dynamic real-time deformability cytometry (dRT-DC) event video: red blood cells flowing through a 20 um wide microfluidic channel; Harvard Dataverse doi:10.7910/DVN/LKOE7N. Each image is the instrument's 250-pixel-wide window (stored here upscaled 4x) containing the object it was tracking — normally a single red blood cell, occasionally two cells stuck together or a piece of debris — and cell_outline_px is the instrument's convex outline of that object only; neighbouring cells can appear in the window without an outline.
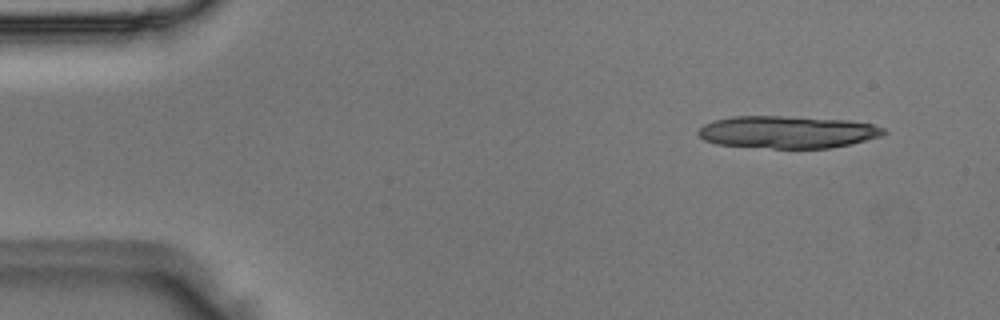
{"species": "Egyptian fruit bat (a non-hibernating species)", "species_latin": "Rousettus aegyptiacus", "temperature_condition": "room temperature", "stored_images_in_passage": 6, "camera_frame_rate_fps": 3000, "um_per_image_px": 0.085, "animal": {"sex": "male"}, "frame": {"image": 1, "passage_image": 1, "time_ms": 0.0, "image_size_px": [1000, 320], "cell_outline_px": [[888, 132], [880, 136], [852, 144], [832, 148], [772, 148], [716, 144], [704, 140], [696, 132], [704, 124], [716, 120], [732, 116], [780, 116], [848, 120], [872, 124], [884, 128]], "centroid_in_image_um": [66.94, 11.23], "position_along_channel_um": 18.1, "area_um2": 34.91}}
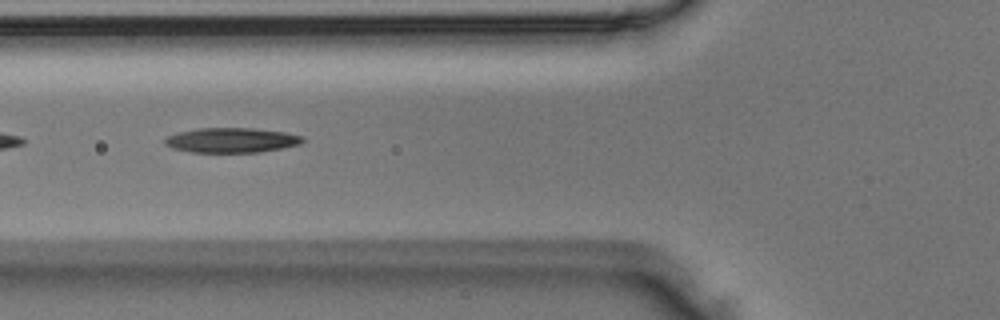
{"frame": {"image": 2, "passage_image": 5, "time_ms": 1.333, "image_size_px": [1000, 320], "cell_outline_px": [[304, 140], [300, 144], [260, 152], [192, 152], [172, 148], [164, 144], [164, 140], [168, 136], [176, 132], [196, 128], [252, 128], [284, 132], [304, 136]], "centroid_in_image_um": [19.65, 11.91], "position_along_channel_um": 106.2, "area_um2": 19.94}}
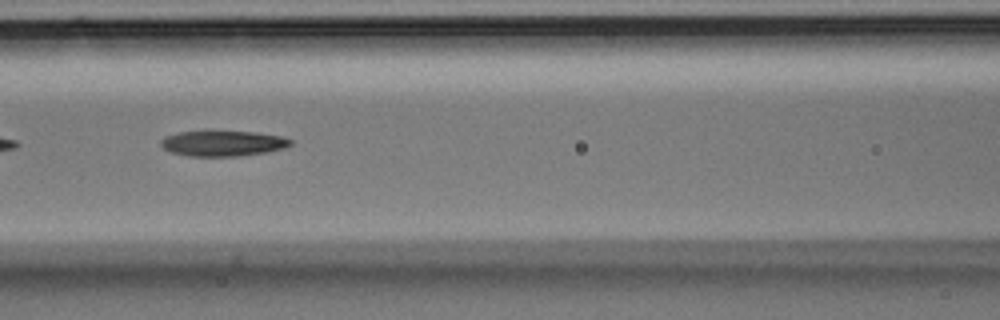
{"frame": {"image": 3, "passage_image": 6, "time_ms": 1.667, "image_size_px": [1000, 320], "cell_outline_px": [[292, 144], [284, 148], [264, 152], [240, 156], [188, 156], [172, 152], [164, 148], [160, 144], [160, 140], [164, 136], [180, 132], [204, 128], [256, 132], [284, 136], [292, 140]], "centroid_in_image_um": [18.92, 12.13], "position_along_channel_um": 147.7, "area_um2": 20.17}}